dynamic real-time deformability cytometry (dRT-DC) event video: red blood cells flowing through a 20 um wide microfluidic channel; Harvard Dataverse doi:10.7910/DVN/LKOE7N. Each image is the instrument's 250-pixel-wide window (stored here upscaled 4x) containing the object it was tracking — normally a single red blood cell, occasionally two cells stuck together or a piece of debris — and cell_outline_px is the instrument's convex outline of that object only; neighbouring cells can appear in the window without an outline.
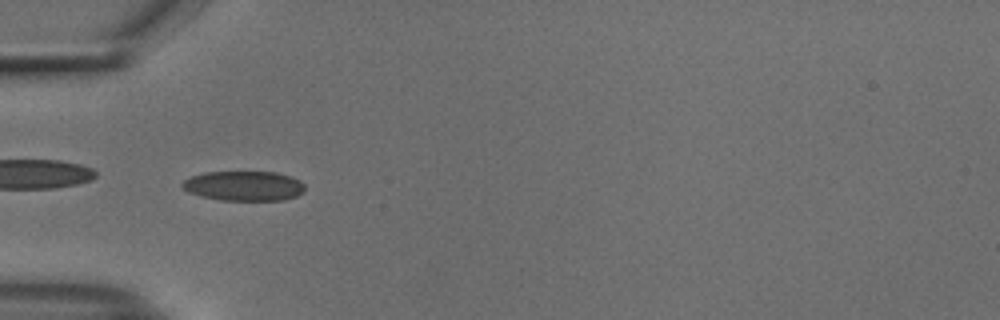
{"species": "common noctule bat (a hibernating species)", "species_latin": "Nyctalus noctula", "temperature_condition": "cold", "stored_images_in_passage": 53, "camera_frame_rate_fps": 3000, "um_per_image_px": 0.085, "animal": {"sex": "male", "body_mass_g": 18.8}, "frame": {"image": 1, "passage_image": 17, "time_ms": 5.333, "image_size_px": [1000, 320], "cell_outline_px": [[304, 192], [296, 196], [284, 200], [220, 200], [200, 196], [188, 192], [180, 184], [184, 180], [192, 176], [204, 172], [276, 172], [300, 180], [304, 184]], "centroid_in_image_um": [20.73, 15.8], "position_along_channel_um": 64.3, "area_um2": 21.27}}
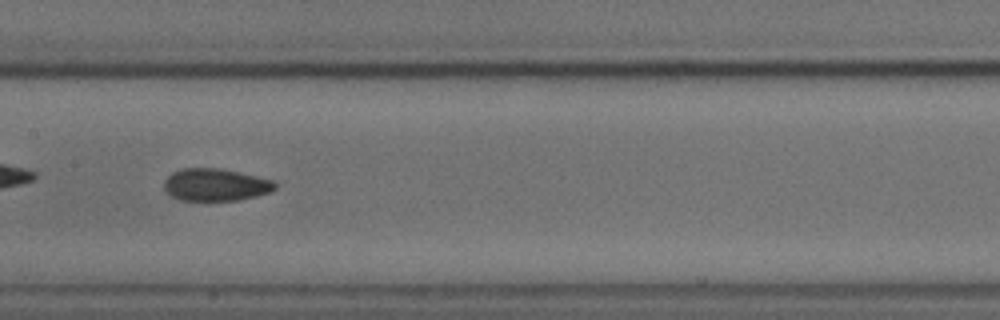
{"frame": {"image": 2, "passage_image": 27, "time_ms": 8.667, "image_size_px": [1000, 320], "cell_outline_px": [[276, 188], [268, 192], [256, 196], [236, 200], [180, 200], [172, 196], [164, 188], [164, 180], [172, 172], [184, 168], [220, 168], [272, 180], [276, 184]], "centroid_in_image_um": [18.29, 15.7], "position_along_channel_um": 189.1, "area_um2": 20.63}}
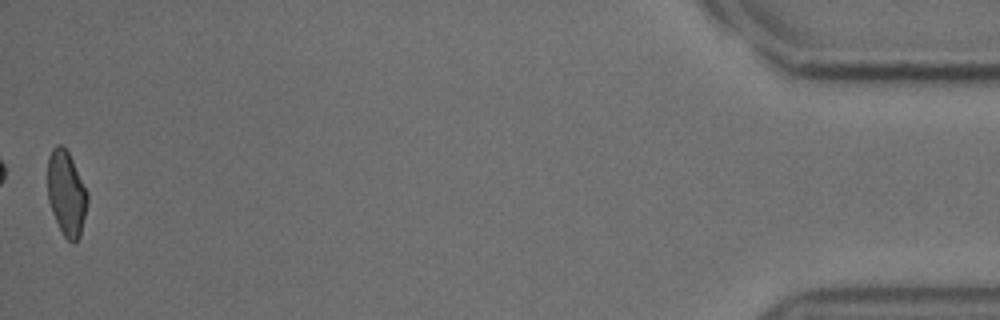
{"frame": {"image": 3, "passage_image": 53, "time_ms": 17.333, "image_size_px": [1000, 320], "cell_outline_px": [[88, 200], [80, 236], [72, 244], [64, 236], [52, 212], [48, 200], [48, 156], [52, 148], [56, 144], [60, 144], [68, 152], [88, 192]], "centroid_in_image_um": [5.64, 16.42], "position_along_channel_um": 429.6, "area_um2": 19.54}, "authors_computed_cell_mechanics": {"area_um2": 20.8658, "velocity_mm_per_s": 3.7817, "shape_relaxation_time_tau1_ms": null, "shape_relaxation_time_tau2_ms": 2.4859, "deformation_change_tau1": null, "deformation_change_tau2": 0.0736}}